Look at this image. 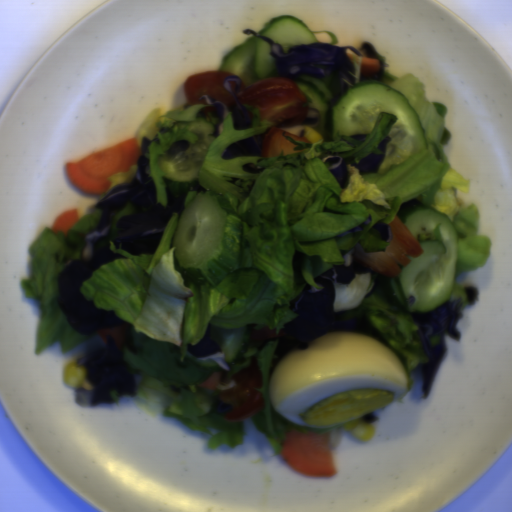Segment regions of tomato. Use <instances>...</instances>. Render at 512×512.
<instances>
[{"instance_id":"tomato-2","label":"tomato","mask_w":512,"mask_h":512,"mask_svg":"<svg viewBox=\"0 0 512 512\" xmlns=\"http://www.w3.org/2000/svg\"><path fill=\"white\" fill-rule=\"evenodd\" d=\"M234 386L223 390L219 400L229 403L231 410L222 412L227 420L241 422L260 411L264 399L257 390L261 386V372L256 358L250 357L248 367L231 376Z\"/></svg>"},{"instance_id":"tomato-3","label":"tomato","mask_w":512,"mask_h":512,"mask_svg":"<svg viewBox=\"0 0 512 512\" xmlns=\"http://www.w3.org/2000/svg\"><path fill=\"white\" fill-rule=\"evenodd\" d=\"M236 77L235 74L222 70H207L186 76L184 80V93L187 104L191 106H205L206 100H199L203 95L217 99L226 107L237 104L235 96L229 92L224 80Z\"/></svg>"},{"instance_id":"tomato-1","label":"tomato","mask_w":512,"mask_h":512,"mask_svg":"<svg viewBox=\"0 0 512 512\" xmlns=\"http://www.w3.org/2000/svg\"><path fill=\"white\" fill-rule=\"evenodd\" d=\"M239 103L259 111L261 121L275 127L301 125L309 112L307 97L294 80L287 77L259 79L236 94Z\"/></svg>"}]
</instances>
